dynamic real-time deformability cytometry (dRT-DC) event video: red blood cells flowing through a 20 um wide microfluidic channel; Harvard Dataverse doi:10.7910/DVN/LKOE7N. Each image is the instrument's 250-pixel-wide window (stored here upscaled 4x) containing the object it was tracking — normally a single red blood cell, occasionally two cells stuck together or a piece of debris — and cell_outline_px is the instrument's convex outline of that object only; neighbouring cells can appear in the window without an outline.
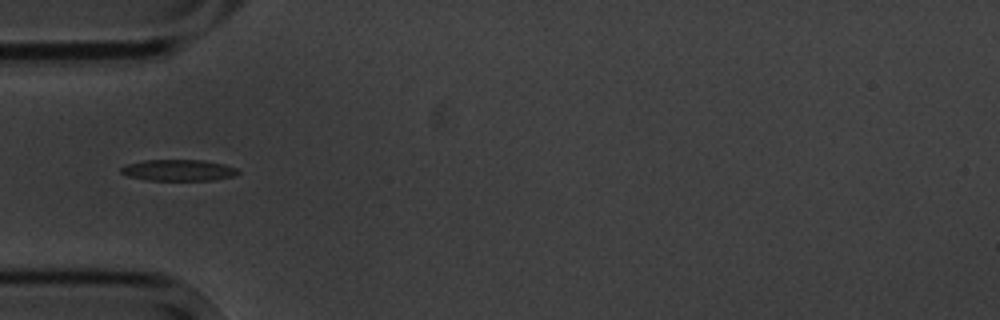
{"species": "common noctule bat (a hibernating species)", "species_latin": "Nyctalus noctula", "temperature_condition": "cold", "stored_images_in_passage": 6, "camera_frame_rate_fps": 3000, "um_per_image_px": 0.085, "animal": {"sex": "male", "body_mass_g": 20.1, "forearm_length_mm": 53.5}, "frame": {"image": 1, "passage_image": 3, "time_ms": 2.333, "image_size_px": [1000, 320], "cell_outline_px": [[240, 172], [232, 176], [212, 180], [148, 180], [128, 176], [120, 172], [120, 168], [128, 164], [144, 160], [204, 160], [224, 164], [236, 168]], "centroid_in_image_um": [15.16, 14.46], "position_along_channel_um": 69.8, "area_um2": 14.39}}
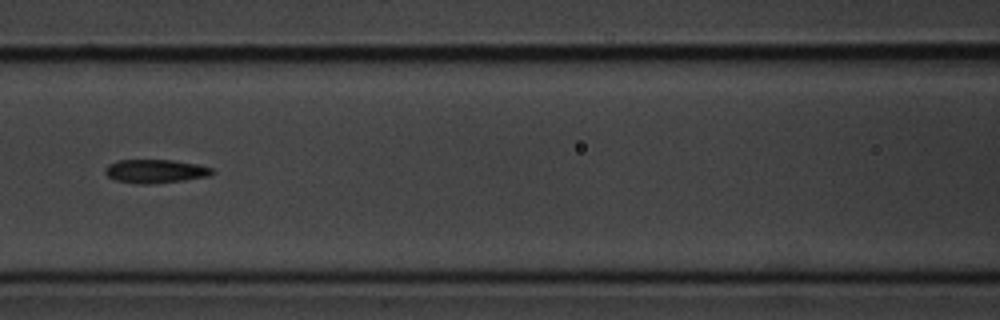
{"frame": {"image": 2, "passage_image": 5, "time_ms": 4.667, "image_size_px": [1000, 320], "cell_outline_px": [[216, 172], [212, 176], [184, 180], [152, 184], [140, 184], [116, 180], [108, 176], [104, 172], [104, 168], [108, 164], [116, 160], [172, 160], [196, 164], [212, 168]], "centroid_in_image_um": [13.22, 14.55], "position_along_channel_um": 153.4, "area_um2": 14.85}}
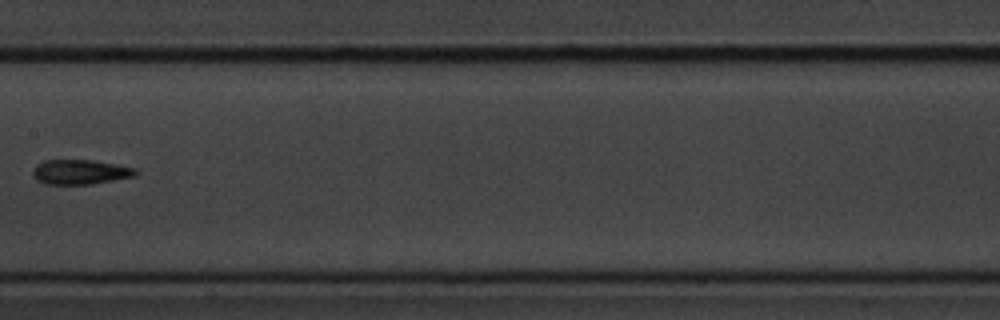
{"frame": {"image": 3, "passage_image": 6, "time_ms": 6.0, "image_size_px": [1000, 320], "cell_outline_px": [[136, 172], [132, 176], [92, 184], [44, 184], [36, 180], [32, 176], [32, 168], [36, 164], [44, 160], [92, 160], [116, 164], [136, 168]], "centroid_in_image_um": [6.72, 14.61], "position_along_channel_um": 200.7, "area_um2": 14.8}}